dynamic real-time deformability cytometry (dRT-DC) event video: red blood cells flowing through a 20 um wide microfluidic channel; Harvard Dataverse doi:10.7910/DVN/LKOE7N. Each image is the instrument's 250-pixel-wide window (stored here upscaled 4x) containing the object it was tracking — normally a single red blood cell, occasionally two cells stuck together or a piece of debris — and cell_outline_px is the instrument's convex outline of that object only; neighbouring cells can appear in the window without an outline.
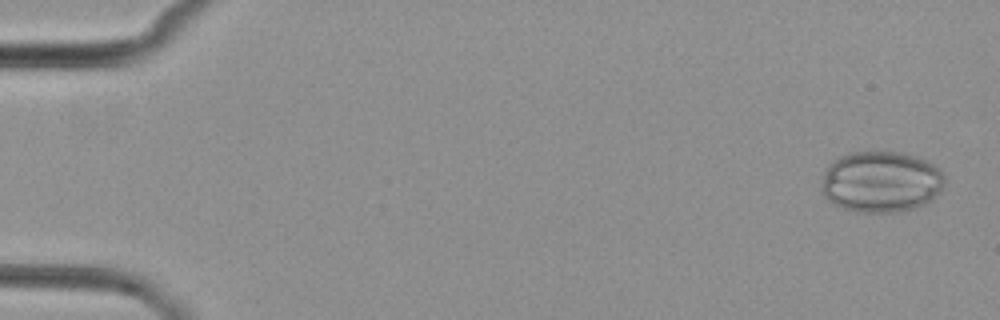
{"species": "common noctule bat (a hibernating species)", "species_latin": "Nyctalus noctula", "temperature_condition": "cold", "stored_images_in_passage": 5, "camera_frame_rate_fps": 3000, "um_per_image_px": 0.085, "animal": {"sex": "female", "body_mass_g": 29.2, "forearm_length_mm": 56.3}, "frame": {"image": 1, "passage_image": 5, "time_ms": 6.333, "image_size_px": [1000, 320], "cell_outline_px": [[944, 184], [940, 192], [932, 200], [924, 204], [912, 208], [896, 212], [856, 212], [832, 204], [824, 196], [820, 188], [824, 172], [828, 164], [840, 156], [852, 152], [900, 152], [916, 156], [928, 160], [940, 168], [944, 176]], "centroid_in_image_um": [74.89, 15.45], "position_along_channel_um": 10.1, "area_um2": 44.33}}